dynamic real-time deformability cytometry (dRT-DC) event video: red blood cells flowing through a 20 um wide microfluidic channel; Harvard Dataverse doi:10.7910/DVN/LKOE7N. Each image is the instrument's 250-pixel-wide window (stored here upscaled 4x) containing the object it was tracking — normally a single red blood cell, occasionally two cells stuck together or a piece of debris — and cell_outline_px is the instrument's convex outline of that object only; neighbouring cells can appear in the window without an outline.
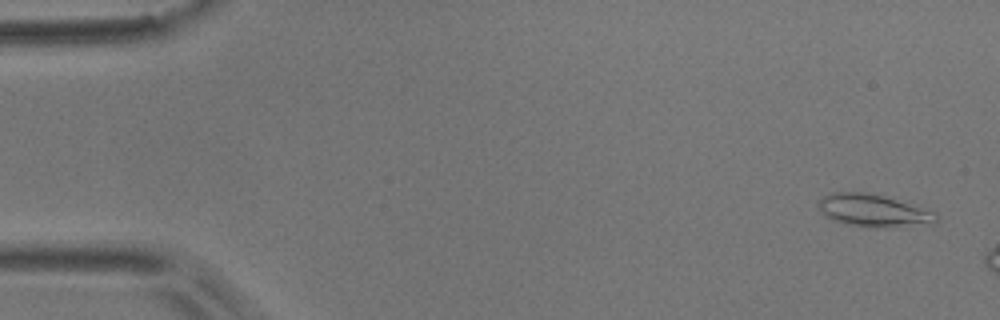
{"species": "common noctule bat (a hibernating species)", "species_latin": "Nyctalus noctula", "temperature_condition": "room temperature", "stored_images_in_passage": 5, "camera_frame_rate_fps": 3000, "um_per_image_px": 0.085, "animal": {"sex": "male", "body_mass_g": 17.9}, "frame": {"image": 1, "passage_image": 1, "time_ms": 0.0, "image_size_px": [1000, 320], "cell_outline_px": [[936, 220], [932, 224], [884, 228], [876, 228], [844, 224], [832, 220], [824, 216], [816, 204], [824, 196], [832, 192], [868, 192], [932, 212], [936, 216]], "centroid_in_image_um": [74.12, 17.92], "position_along_channel_um": 10.9, "area_um2": 21.91}}